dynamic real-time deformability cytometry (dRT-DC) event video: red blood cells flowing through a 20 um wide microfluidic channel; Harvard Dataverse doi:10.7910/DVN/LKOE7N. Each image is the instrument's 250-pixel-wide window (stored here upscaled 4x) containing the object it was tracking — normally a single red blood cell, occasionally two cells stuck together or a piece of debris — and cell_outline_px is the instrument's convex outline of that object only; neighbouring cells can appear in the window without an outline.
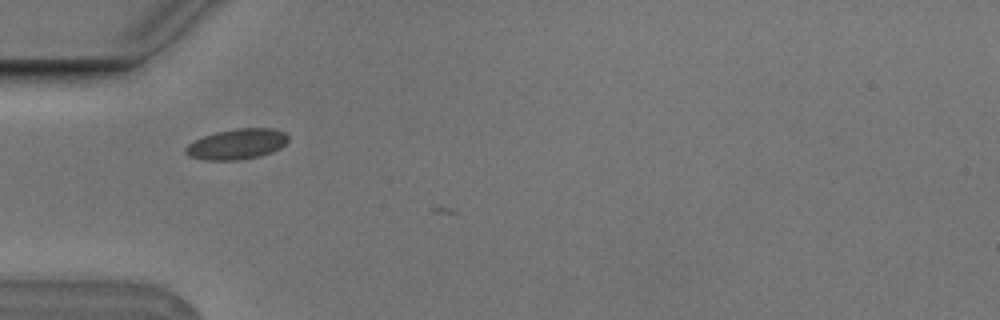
{"species": "Egyptian fruit bat (a non-hibernating species)", "species_latin": "Rousettus aegyptiacus", "temperature_condition": "cold", "stored_images_in_passage": 2, "camera_frame_rate_fps": 3000, "um_per_image_px": 0.085, "animal": {"sex": "male"}, "frame": {"image": 1, "passage_image": 1, "time_ms": 0.0, "image_size_px": [1000, 320], "cell_outline_px": [[288, 140], [280, 148], [272, 152], [260, 156], [236, 160], [204, 160], [188, 156], [184, 152], [184, 148], [188, 144], [204, 136], [216, 132], [236, 128], [272, 128], [284, 132], [288, 136]], "centroid_in_image_um": [20.12, 12.25], "position_along_channel_um": 64.9, "area_um2": 18.21}}